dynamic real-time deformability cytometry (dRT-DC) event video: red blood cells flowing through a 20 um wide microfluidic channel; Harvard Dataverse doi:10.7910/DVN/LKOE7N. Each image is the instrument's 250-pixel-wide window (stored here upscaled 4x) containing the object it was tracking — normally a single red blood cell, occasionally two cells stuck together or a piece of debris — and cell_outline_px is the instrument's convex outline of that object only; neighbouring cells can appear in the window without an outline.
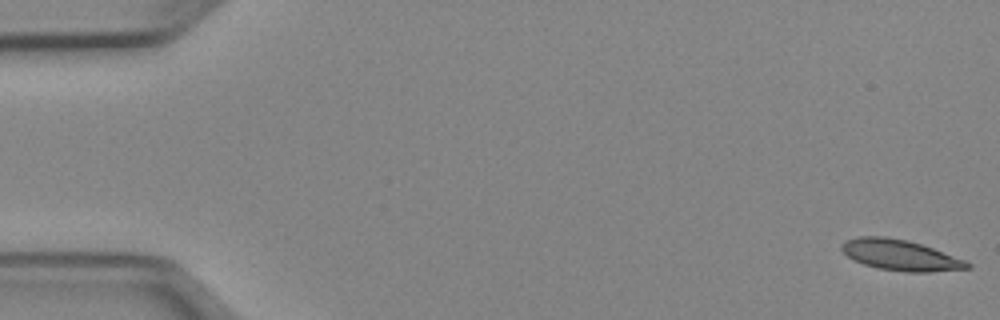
{"species": "Egyptian fruit bat (a non-hibernating species)", "species_latin": "Rousettus aegyptiacus", "temperature_condition": "cold", "stored_images_in_passage": 50, "camera_frame_rate_fps": 3000, "um_per_image_px": 0.085, "animal": {"sex": "female"}, "frame": {"image": 1, "passage_image": 1, "time_ms": 0.0, "image_size_px": [1000, 320], "cell_outline_px": [[972, 268], [928, 272], [904, 272], [876, 268], [864, 264], [848, 256], [840, 248], [840, 244], [848, 240], [860, 236], [884, 236], [908, 240], [932, 248], [964, 260], [972, 264]], "centroid_in_image_um": [76.53, 21.69], "position_along_channel_um": 8.5, "area_um2": 22.31}}
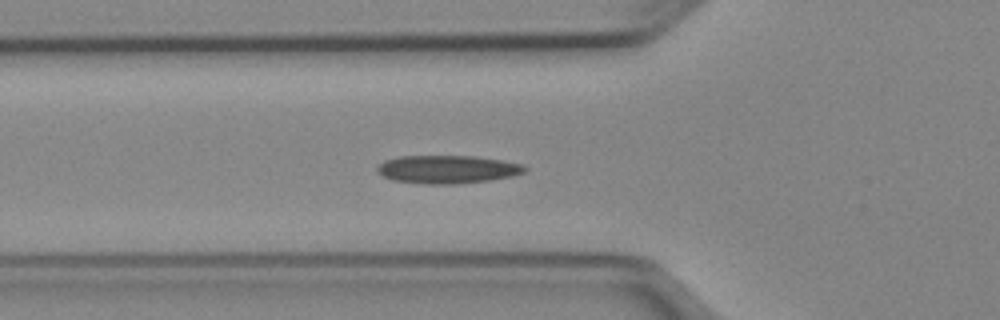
{"frame": {"image": 2, "passage_image": 18, "time_ms": 5.667, "image_size_px": [1000, 320], "cell_outline_px": [[528, 168], [524, 172], [512, 176], [488, 180], [452, 184], [424, 184], [392, 180], [376, 172], [376, 168], [384, 160], [400, 156], [476, 156], [524, 164]], "centroid_in_image_um": [38.01, 14.39], "position_along_channel_um": 87.8, "area_um2": 24.16}}
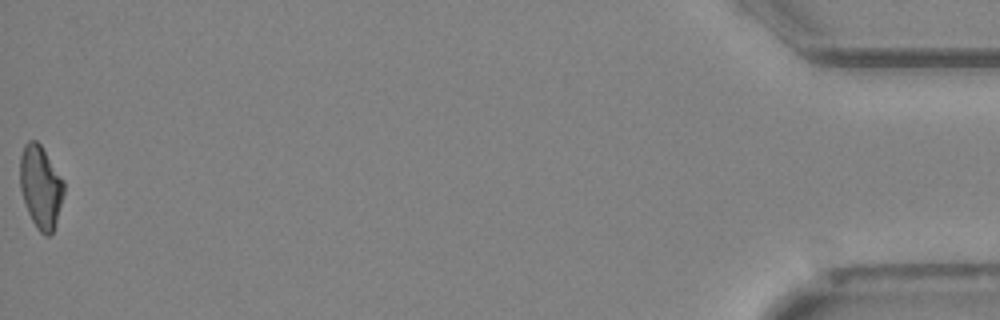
{"frame": {"image": 3, "passage_image": 50, "time_ms": 16.333, "image_size_px": [1000, 320], "cell_outline_px": [[64, 192], [56, 224], [52, 232], [48, 236], [44, 236], [36, 228], [28, 212], [20, 188], [20, 156], [24, 144], [28, 140], [36, 140], [40, 144], [64, 180]], "centroid_in_image_um": [3.46, 15.88], "position_along_channel_um": 431.7, "area_um2": 21.15}, "authors_computed_cell_mechanics": {"area_um2": 21.964, "velocity_mm_per_s": 3.968, "shape_relaxation_time_tau1_ms": 2.7195, "shape_relaxation_time_tau2_ms": 5.8613, "deformation_change_tau1": 0.1429, "deformation_change_tau2": 0.1194}}